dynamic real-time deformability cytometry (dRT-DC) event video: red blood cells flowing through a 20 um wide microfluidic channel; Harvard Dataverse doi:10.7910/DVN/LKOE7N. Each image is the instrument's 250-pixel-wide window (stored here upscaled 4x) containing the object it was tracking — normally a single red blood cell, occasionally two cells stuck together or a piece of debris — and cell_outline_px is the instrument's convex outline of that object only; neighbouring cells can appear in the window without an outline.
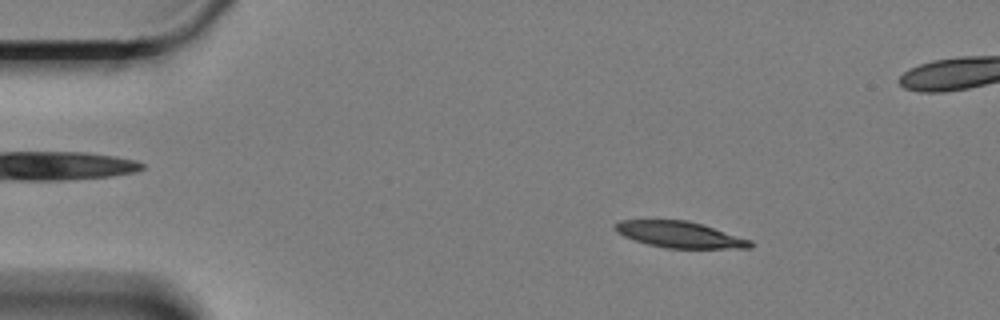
{"species": "Egyptian fruit bat (a non-hibernating species)", "species_latin": "Rousettus aegyptiacus", "temperature_condition": "cold", "stored_images_in_passage": 18, "camera_frame_rate_fps": 3000, "um_per_image_px": 0.085, "animal": {"sex": "female"}, "frame": {"image": 1, "passage_image": 9, "time_ms": 2.667, "image_size_px": [1000, 320], "cell_outline_px": [[752, 248], [664, 248], [648, 244], [624, 236], [616, 232], [612, 228], [612, 224], [620, 220], [688, 220], [752, 240]], "centroid_in_image_um": [57.73, 19.93], "position_along_channel_um": 27.3, "area_um2": 20.63}}